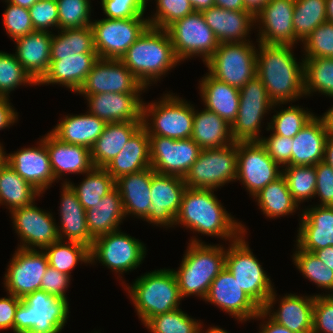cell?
<instances>
[{"mask_svg": "<svg viewBox=\"0 0 333 333\" xmlns=\"http://www.w3.org/2000/svg\"><path fill=\"white\" fill-rule=\"evenodd\" d=\"M214 191L217 190L186 188L174 227L217 237L225 243L237 240L243 233L247 235V226L228 213Z\"/></svg>", "mask_w": 333, "mask_h": 333, "instance_id": "cell-1", "label": "cell"}, {"mask_svg": "<svg viewBox=\"0 0 333 333\" xmlns=\"http://www.w3.org/2000/svg\"><path fill=\"white\" fill-rule=\"evenodd\" d=\"M257 42L256 76L273 103L288 105L305 97L304 58L297 61L293 50L297 46Z\"/></svg>", "mask_w": 333, "mask_h": 333, "instance_id": "cell-2", "label": "cell"}, {"mask_svg": "<svg viewBox=\"0 0 333 333\" xmlns=\"http://www.w3.org/2000/svg\"><path fill=\"white\" fill-rule=\"evenodd\" d=\"M148 90L182 62L166 29L149 26L120 59Z\"/></svg>", "mask_w": 333, "mask_h": 333, "instance_id": "cell-3", "label": "cell"}, {"mask_svg": "<svg viewBox=\"0 0 333 333\" xmlns=\"http://www.w3.org/2000/svg\"><path fill=\"white\" fill-rule=\"evenodd\" d=\"M225 257L226 247L222 243L207 244L198 235H193L183 254L180 267L172 269L181 298L195 296L204 300L212 281L225 267Z\"/></svg>", "mask_w": 333, "mask_h": 333, "instance_id": "cell-4", "label": "cell"}, {"mask_svg": "<svg viewBox=\"0 0 333 333\" xmlns=\"http://www.w3.org/2000/svg\"><path fill=\"white\" fill-rule=\"evenodd\" d=\"M123 286L143 325L155 315L180 308L182 303L176 276L170 268L146 272Z\"/></svg>", "mask_w": 333, "mask_h": 333, "instance_id": "cell-5", "label": "cell"}, {"mask_svg": "<svg viewBox=\"0 0 333 333\" xmlns=\"http://www.w3.org/2000/svg\"><path fill=\"white\" fill-rule=\"evenodd\" d=\"M195 105L173 92L163 93L159 100H143L142 126L148 135L173 139L192 137Z\"/></svg>", "mask_w": 333, "mask_h": 333, "instance_id": "cell-6", "label": "cell"}, {"mask_svg": "<svg viewBox=\"0 0 333 333\" xmlns=\"http://www.w3.org/2000/svg\"><path fill=\"white\" fill-rule=\"evenodd\" d=\"M69 301L43 290L27 294L14 316V333H61L70 313Z\"/></svg>", "mask_w": 333, "mask_h": 333, "instance_id": "cell-7", "label": "cell"}, {"mask_svg": "<svg viewBox=\"0 0 333 333\" xmlns=\"http://www.w3.org/2000/svg\"><path fill=\"white\" fill-rule=\"evenodd\" d=\"M243 233L226 246L225 267L232 273L239 286L262 309L275 287L262 263L253 254Z\"/></svg>", "mask_w": 333, "mask_h": 333, "instance_id": "cell-8", "label": "cell"}, {"mask_svg": "<svg viewBox=\"0 0 333 333\" xmlns=\"http://www.w3.org/2000/svg\"><path fill=\"white\" fill-rule=\"evenodd\" d=\"M145 245L121 229L101 235L94 239L90 247V264L96 265L99 262L111 269L117 275L116 279L120 278L123 287L126 283L124 273L137 270L144 262L148 251Z\"/></svg>", "mask_w": 333, "mask_h": 333, "instance_id": "cell-9", "label": "cell"}, {"mask_svg": "<svg viewBox=\"0 0 333 333\" xmlns=\"http://www.w3.org/2000/svg\"><path fill=\"white\" fill-rule=\"evenodd\" d=\"M237 142L222 148L201 150L183 180L187 188L218 190L236 182Z\"/></svg>", "mask_w": 333, "mask_h": 333, "instance_id": "cell-10", "label": "cell"}, {"mask_svg": "<svg viewBox=\"0 0 333 333\" xmlns=\"http://www.w3.org/2000/svg\"><path fill=\"white\" fill-rule=\"evenodd\" d=\"M257 47L253 41L220 43L204 63L216 79L238 89L256 77Z\"/></svg>", "mask_w": 333, "mask_h": 333, "instance_id": "cell-11", "label": "cell"}, {"mask_svg": "<svg viewBox=\"0 0 333 333\" xmlns=\"http://www.w3.org/2000/svg\"><path fill=\"white\" fill-rule=\"evenodd\" d=\"M166 30L181 62L199 57L204 64L220 44L202 13L198 11L176 20Z\"/></svg>", "mask_w": 333, "mask_h": 333, "instance_id": "cell-12", "label": "cell"}, {"mask_svg": "<svg viewBox=\"0 0 333 333\" xmlns=\"http://www.w3.org/2000/svg\"><path fill=\"white\" fill-rule=\"evenodd\" d=\"M239 95V110L231 125L232 138L235 142L259 141L264 117L272 111L274 103L257 76L239 89Z\"/></svg>", "mask_w": 333, "mask_h": 333, "instance_id": "cell-13", "label": "cell"}, {"mask_svg": "<svg viewBox=\"0 0 333 333\" xmlns=\"http://www.w3.org/2000/svg\"><path fill=\"white\" fill-rule=\"evenodd\" d=\"M149 26L147 16L93 20L91 27L98 58L121 59Z\"/></svg>", "mask_w": 333, "mask_h": 333, "instance_id": "cell-14", "label": "cell"}, {"mask_svg": "<svg viewBox=\"0 0 333 333\" xmlns=\"http://www.w3.org/2000/svg\"><path fill=\"white\" fill-rule=\"evenodd\" d=\"M282 175V168L259 141L237 142V179L253 198Z\"/></svg>", "mask_w": 333, "mask_h": 333, "instance_id": "cell-15", "label": "cell"}, {"mask_svg": "<svg viewBox=\"0 0 333 333\" xmlns=\"http://www.w3.org/2000/svg\"><path fill=\"white\" fill-rule=\"evenodd\" d=\"M52 212L31 205L10 212L13 230L20 239L17 248L43 250L60 240L56 219Z\"/></svg>", "mask_w": 333, "mask_h": 333, "instance_id": "cell-16", "label": "cell"}, {"mask_svg": "<svg viewBox=\"0 0 333 333\" xmlns=\"http://www.w3.org/2000/svg\"><path fill=\"white\" fill-rule=\"evenodd\" d=\"M48 266L43 250L17 248L7 264L2 287L7 293L23 299L27 294L40 290Z\"/></svg>", "mask_w": 333, "mask_h": 333, "instance_id": "cell-17", "label": "cell"}, {"mask_svg": "<svg viewBox=\"0 0 333 333\" xmlns=\"http://www.w3.org/2000/svg\"><path fill=\"white\" fill-rule=\"evenodd\" d=\"M148 136L151 168L158 174L184 178L202 150L191 138Z\"/></svg>", "mask_w": 333, "mask_h": 333, "instance_id": "cell-18", "label": "cell"}, {"mask_svg": "<svg viewBox=\"0 0 333 333\" xmlns=\"http://www.w3.org/2000/svg\"><path fill=\"white\" fill-rule=\"evenodd\" d=\"M148 91L120 59H98L76 93H145Z\"/></svg>", "mask_w": 333, "mask_h": 333, "instance_id": "cell-19", "label": "cell"}, {"mask_svg": "<svg viewBox=\"0 0 333 333\" xmlns=\"http://www.w3.org/2000/svg\"><path fill=\"white\" fill-rule=\"evenodd\" d=\"M213 304L231 318L245 324L252 320L262 309L248 296L237 283L232 273L224 269L212 281L203 300Z\"/></svg>", "mask_w": 333, "mask_h": 333, "instance_id": "cell-20", "label": "cell"}, {"mask_svg": "<svg viewBox=\"0 0 333 333\" xmlns=\"http://www.w3.org/2000/svg\"><path fill=\"white\" fill-rule=\"evenodd\" d=\"M186 188L182 177L158 174L152 169L151 209L144 221L165 230L174 228Z\"/></svg>", "mask_w": 333, "mask_h": 333, "instance_id": "cell-21", "label": "cell"}, {"mask_svg": "<svg viewBox=\"0 0 333 333\" xmlns=\"http://www.w3.org/2000/svg\"><path fill=\"white\" fill-rule=\"evenodd\" d=\"M41 137L36 146L25 145L17 151L6 153V163L43 195L57 181L45 146V135Z\"/></svg>", "mask_w": 333, "mask_h": 333, "instance_id": "cell-22", "label": "cell"}, {"mask_svg": "<svg viewBox=\"0 0 333 333\" xmlns=\"http://www.w3.org/2000/svg\"><path fill=\"white\" fill-rule=\"evenodd\" d=\"M276 292L274 289L262 310L276 323L292 332L312 333L315 295L286 293L277 297ZM276 303H279L278 308L274 309Z\"/></svg>", "mask_w": 333, "mask_h": 333, "instance_id": "cell-23", "label": "cell"}, {"mask_svg": "<svg viewBox=\"0 0 333 333\" xmlns=\"http://www.w3.org/2000/svg\"><path fill=\"white\" fill-rule=\"evenodd\" d=\"M295 0H270L255 16L256 40L294 46L292 25Z\"/></svg>", "mask_w": 333, "mask_h": 333, "instance_id": "cell-24", "label": "cell"}, {"mask_svg": "<svg viewBox=\"0 0 333 333\" xmlns=\"http://www.w3.org/2000/svg\"><path fill=\"white\" fill-rule=\"evenodd\" d=\"M298 216L294 242L300 249L313 253L333 246V206L308 205Z\"/></svg>", "mask_w": 333, "mask_h": 333, "instance_id": "cell-25", "label": "cell"}, {"mask_svg": "<svg viewBox=\"0 0 333 333\" xmlns=\"http://www.w3.org/2000/svg\"><path fill=\"white\" fill-rule=\"evenodd\" d=\"M143 93H99L82 95L87 100V111L113 122H142Z\"/></svg>", "mask_w": 333, "mask_h": 333, "instance_id": "cell-26", "label": "cell"}, {"mask_svg": "<svg viewBox=\"0 0 333 333\" xmlns=\"http://www.w3.org/2000/svg\"><path fill=\"white\" fill-rule=\"evenodd\" d=\"M50 59L49 70L38 82V86L60 85L76 94L99 58L97 53H82L68 56H50Z\"/></svg>", "mask_w": 333, "mask_h": 333, "instance_id": "cell-27", "label": "cell"}, {"mask_svg": "<svg viewBox=\"0 0 333 333\" xmlns=\"http://www.w3.org/2000/svg\"><path fill=\"white\" fill-rule=\"evenodd\" d=\"M45 146L57 183L59 180L68 183L70 180L67 179V174H79L81 176L94 168L90 149L84 146L64 143L50 131L45 134ZM64 176L66 178H63Z\"/></svg>", "mask_w": 333, "mask_h": 333, "instance_id": "cell-28", "label": "cell"}, {"mask_svg": "<svg viewBox=\"0 0 333 333\" xmlns=\"http://www.w3.org/2000/svg\"><path fill=\"white\" fill-rule=\"evenodd\" d=\"M201 13L220 43L251 40L255 17L250 12L231 11L214 5Z\"/></svg>", "mask_w": 333, "mask_h": 333, "instance_id": "cell-29", "label": "cell"}, {"mask_svg": "<svg viewBox=\"0 0 333 333\" xmlns=\"http://www.w3.org/2000/svg\"><path fill=\"white\" fill-rule=\"evenodd\" d=\"M61 185V199L58 210L60 222L56 223L59 238L62 241H75L91 247L94 238L88 231L86 210L79 202L76 192L71 186L62 182Z\"/></svg>", "mask_w": 333, "mask_h": 333, "instance_id": "cell-30", "label": "cell"}, {"mask_svg": "<svg viewBox=\"0 0 333 333\" xmlns=\"http://www.w3.org/2000/svg\"><path fill=\"white\" fill-rule=\"evenodd\" d=\"M152 168L126 174L115 180L126 217L144 221L151 209Z\"/></svg>", "mask_w": 333, "mask_h": 333, "instance_id": "cell-31", "label": "cell"}, {"mask_svg": "<svg viewBox=\"0 0 333 333\" xmlns=\"http://www.w3.org/2000/svg\"><path fill=\"white\" fill-rule=\"evenodd\" d=\"M52 36V32L34 31L13 41L17 60L37 83L50 67Z\"/></svg>", "mask_w": 333, "mask_h": 333, "instance_id": "cell-32", "label": "cell"}, {"mask_svg": "<svg viewBox=\"0 0 333 333\" xmlns=\"http://www.w3.org/2000/svg\"><path fill=\"white\" fill-rule=\"evenodd\" d=\"M204 75L198 81L199 95L204 108L215 112L232 125L239 110V89L214 78L209 72Z\"/></svg>", "mask_w": 333, "mask_h": 333, "instance_id": "cell-33", "label": "cell"}, {"mask_svg": "<svg viewBox=\"0 0 333 333\" xmlns=\"http://www.w3.org/2000/svg\"><path fill=\"white\" fill-rule=\"evenodd\" d=\"M328 137L323 120L315 115L292 138L291 166H315L323 161Z\"/></svg>", "mask_w": 333, "mask_h": 333, "instance_id": "cell-34", "label": "cell"}, {"mask_svg": "<svg viewBox=\"0 0 333 333\" xmlns=\"http://www.w3.org/2000/svg\"><path fill=\"white\" fill-rule=\"evenodd\" d=\"M106 122L88 111L81 114H67L51 129V133L60 141L81 145L91 149L103 133Z\"/></svg>", "mask_w": 333, "mask_h": 333, "instance_id": "cell-35", "label": "cell"}, {"mask_svg": "<svg viewBox=\"0 0 333 333\" xmlns=\"http://www.w3.org/2000/svg\"><path fill=\"white\" fill-rule=\"evenodd\" d=\"M151 167L149 136L141 126L128 140L121 152L104 169L116 180Z\"/></svg>", "mask_w": 333, "mask_h": 333, "instance_id": "cell-36", "label": "cell"}, {"mask_svg": "<svg viewBox=\"0 0 333 333\" xmlns=\"http://www.w3.org/2000/svg\"><path fill=\"white\" fill-rule=\"evenodd\" d=\"M141 126L142 122L107 123L103 133L90 149L94 167L104 168L109 164Z\"/></svg>", "mask_w": 333, "mask_h": 333, "instance_id": "cell-37", "label": "cell"}, {"mask_svg": "<svg viewBox=\"0 0 333 333\" xmlns=\"http://www.w3.org/2000/svg\"><path fill=\"white\" fill-rule=\"evenodd\" d=\"M192 140L203 149L222 148L233 142L231 125L206 108L194 110Z\"/></svg>", "mask_w": 333, "mask_h": 333, "instance_id": "cell-38", "label": "cell"}, {"mask_svg": "<svg viewBox=\"0 0 333 333\" xmlns=\"http://www.w3.org/2000/svg\"><path fill=\"white\" fill-rule=\"evenodd\" d=\"M125 218L122 199L116 187L103 196L95 207L86 210L88 231L94 239L120 230Z\"/></svg>", "mask_w": 333, "mask_h": 333, "instance_id": "cell-39", "label": "cell"}, {"mask_svg": "<svg viewBox=\"0 0 333 333\" xmlns=\"http://www.w3.org/2000/svg\"><path fill=\"white\" fill-rule=\"evenodd\" d=\"M253 199L261 213L269 219L294 215L297 210L301 213L302 207L293 200L283 175L270 182Z\"/></svg>", "mask_w": 333, "mask_h": 333, "instance_id": "cell-40", "label": "cell"}, {"mask_svg": "<svg viewBox=\"0 0 333 333\" xmlns=\"http://www.w3.org/2000/svg\"><path fill=\"white\" fill-rule=\"evenodd\" d=\"M37 197L43 195L5 163L0 171V206H6L10 213L14 209L31 205L37 201Z\"/></svg>", "mask_w": 333, "mask_h": 333, "instance_id": "cell-41", "label": "cell"}, {"mask_svg": "<svg viewBox=\"0 0 333 333\" xmlns=\"http://www.w3.org/2000/svg\"><path fill=\"white\" fill-rule=\"evenodd\" d=\"M48 258V264L58 271L71 275V271L80 263L90 265V247L75 241L54 242L43 249Z\"/></svg>", "mask_w": 333, "mask_h": 333, "instance_id": "cell-42", "label": "cell"}, {"mask_svg": "<svg viewBox=\"0 0 333 333\" xmlns=\"http://www.w3.org/2000/svg\"><path fill=\"white\" fill-rule=\"evenodd\" d=\"M326 0H295L292 25L294 46L303 41L327 21Z\"/></svg>", "mask_w": 333, "mask_h": 333, "instance_id": "cell-43", "label": "cell"}, {"mask_svg": "<svg viewBox=\"0 0 333 333\" xmlns=\"http://www.w3.org/2000/svg\"><path fill=\"white\" fill-rule=\"evenodd\" d=\"M68 184L76 192L85 210L95 207L103 196L116 187L115 179L104 168L95 167L83 174V180L79 184L75 185L71 181Z\"/></svg>", "mask_w": 333, "mask_h": 333, "instance_id": "cell-44", "label": "cell"}, {"mask_svg": "<svg viewBox=\"0 0 333 333\" xmlns=\"http://www.w3.org/2000/svg\"><path fill=\"white\" fill-rule=\"evenodd\" d=\"M292 262L303 277L313 282L318 289L326 293L314 295H333V270L324 264L314 253L300 249L294 245ZM321 287V288H320Z\"/></svg>", "mask_w": 333, "mask_h": 333, "instance_id": "cell-45", "label": "cell"}, {"mask_svg": "<svg viewBox=\"0 0 333 333\" xmlns=\"http://www.w3.org/2000/svg\"><path fill=\"white\" fill-rule=\"evenodd\" d=\"M96 53L91 26L53 32L50 56Z\"/></svg>", "mask_w": 333, "mask_h": 333, "instance_id": "cell-46", "label": "cell"}, {"mask_svg": "<svg viewBox=\"0 0 333 333\" xmlns=\"http://www.w3.org/2000/svg\"><path fill=\"white\" fill-rule=\"evenodd\" d=\"M304 94L333 98V58H304Z\"/></svg>", "mask_w": 333, "mask_h": 333, "instance_id": "cell-47", "label": "cell"}, {"mask_svg": "<svg viewBox=\"0 0 333 333\" xmlns=\"http://www.w3.org/2000/svg\"><path fill=\"white\" fill-rule=\"evenodd\" d=\"M288 107H283L286 103L274 104L271 113L274 115L269 120V129L277 135L293 138L316 114L303 106L289 103ZM282 108L280 109L279 107ZM303 107V108H302ZM275 108H279L277 111ZM285 108V109H283Z\"/></svg>", "mask_w": 333, "mask_h": 333, "instance_id": "cell-48", "label": "cell"}, {"mask_svg": "<svg viewBox=\"0 0 333 333\" xmlns=\"http://www.w3.org/2000/svg\"><path fill=\"white\" fill-rule=\"evenodd\" d=\"M143 326L150 333H200L203 322L178 308L153 316Z\"/></svg>", "mask_w": 333, "mask_h": 333, "instance_id": "cell-49", "label": "cell"}, {"mask_svg": "<svg viewBox=\"0 0 333 333\" xmlns=\"http://www.w3.org/2000/svg\"><path fill=\"white\" fill-rule=\"evenodd\" d=\"M282 175L299 207L314 199L317 177L315 166H285L282 168Z\"/></svg>", "mask_w": 333, "mask_h": 333, "instance_id": "cell-50", "label": "cell"}, {"mask_svg": "<svg viewBox=\"0 0 333 333\" xmlns=\"http://www.w3.org/2000/svg\"><path fill=\"white\" fill-rule=\"evenodd\" d=\"M37 86L38 83L22 67L15 53L0 51V96L10 98L19 86Z\"/></svg>", "mask_w": 333, "mask_h": 333, "instance_id": "cell-51", "label": "cell"}, {"mask_svg": "<svg viewBox=\"0 0 333 333\" xmlns=\"http://www.w3.org/2000/svg\"><path fill=\"white\" fill-rule=\"evenodd\" d=\"M59 30L91 26V0H56Z\"/></svg>", "mask_w": 333, "mask_h": 333, "instance_id": "cell-52", "label": "cell"}, {"mask_svg": "<svg viewBox=\"0 0 333 333\" xmlns=\"http://www.w3.org/2000/svg\"><path fill=\"white\" fill-rule=\"evenodd\" d=\"M151 0H147L149 5ZM156 10L147 18L149 25L154 28L166 29L178 19L194 12L189 0H154Z\"/></svg>", "mask_w": 333, "mask_h": 333, "instance_id": "cell-53", "label": "cell"}, {"mask_svg": "<svg viewBox=\"0 0 333 333\" xmlns=\"http://www.w3.org/2000/svg\"><path fill=\"white\" fill-rule=\"evenodd\" d=\"M303 58H333V23L319 25L302 43Z\"/></svg>", "mask_w": 333, "mask_h": 333, "instance_id": "cell-54", "label": "cell"}, {"mask_svg": "<svg viewBox=\"0 0 333 333\" xmlns=\"http://www.w3.org/2000/svg\"><path fill=\"white\" fill-rule=\"evenodd\" d=\"M3 2L7 6L3 13L2 24L4 25L3 28L6 30V34L12 41L35 31L29 9L11 4L6 0H3Z\"/></svg>", "mask_w": 333, "mask_h": 333, "instance_id": "cell-55", "label": "cell"}, {"mask_svg": "<svg viewBox=\"0 0 333 333\" xmlns=\"http://www.w3.org/2000/svg\"><path fill=\"white\" fill-rule=\"evenodd\" d=\"M29 12L35 31H48L53 33V30H59L56 0H38L29 8Z\"/></svg>", "mask_w": 333, "mask_h": 333, "instance_id": "cell-56", "label": "cell"}, {"mask_svg": "<svg viewBox=\"0 0 333 333\" xmlns=\"http://www.w3.org/2000/svg\"><path fill=\"white\" fill-rule=\"evenodd\" d=\"M104 18L128 19L131 17H145L147 0H100Z\"/></svg>", "mask_w": 333, "mask_h": 333, "instance_id": "cell-57", "label": "cell"}, {"mask_svg": "<svg viewBox=\"0 0 333 333\" xmlns=\"http://www.w3.org/2000/svg\"><path fill=\"white\" fill-rule=\"evenodd\" d=\"M267 121L266 131H270L268 137L262 136L260 144L265 148L268 155L281 167L291 166V154L293 148L292 138L274 134L269 128Z\"/></svg>", "mask_w": 333, "mask_h": 333, "instance_id": "cell-58", "label": "cell"}, {"mask_svg": "<svg viewBox=\"0 0 333 333\" xmlns=\"http://www.w3.org/2000/svg\"><path fill=\"white\" fill-rule=\"evenodd\" d=\"M312 333H333V295H315Z\"/></svg>", "mask_w": 333, "mask_h": 333, "instance_id": "cell-59", "label": "cell"}, {"mask_svg": "<svg viewBox=\"0 0 333 333\" xmlns=\"http://www.w3.org/2000/svg\"><path fill=\"white\" fill-rule=\"evenodd\" d=\"M316 189L314 199L319 198V203L313 205L333 206V169L321 161L315 165Z\"/></svg>", "mask_w": 333, "mask_h": 333, "instance_id": "cell-60", "label": "cell"}, {"mask_svg": "<svg viewBox=\"0 0 333 333\" xmlns=\"http://www.w3.org/2000/svg\"><path fill=\"white\" fill-rule=\"evenodd\" d=\"M71 277L58 271L51 266H48L41 280L40 290L48 294L56 295L59 298L68 299L66 293L71 284Z\"/></svg>", "mask_w": 333, "mask_h": 333, "instance_id": "cell-61", "label": "cell"}, {"mask_svg": "<svg viewBox=\"0 0 333 333\" xmlns=\"http://www.w3.org/2000/svg\"><path fill=\"white\" fill-rule=\"evenodd\" d=\"M7 295L0 297V331L11 329L14 332V316L21 298Z\"/></svg>", "mask_w": 333, "mask_h": 333, "instance_id": "cell-62", "label": "cell"}, {"mask_svg": "<svg viewBox=\"0 0 333 333\" xmlns=\"http://www.w3.org/2000/svg\"><path fill=\"white\" fill-rule=\"evenodd\" d=\"M19 113L9 97L0 96V130L7 129L19 122ZM0 145H2L0 141Z\"/></svg>", "mask_w": 333, "mask_h": 333, "instance_id": "cell-63", "label": "cell"}, {"mask_svg": "<svg viewBox=\"0 0 333 333\" xmlns=\"http://www.w3.org/2000/svg\"><path fill=\"white\" fill-rule=\"evenodd\" d=\"M252 320L261 321L259 324V333H295L285 326L276 323L263 310H261Z\"/></svg>", "mask_w": 333, "mask_h": 333, "instance_id": "cell-64", "label": "cell"}, {"mask_svg": "<svg viewBox=\"0 0 333 333\" xmlns=\"http://www.w3.org/2000/svg\"><path fill=\"white\" fill-rule=\"evenodd\" d=\"M215 6L231 11H246L243 0H214Z\"/></svg>", "mask_w": 333, "mask_h": 333, "instance_id": "cell-65", "label": "cell"}, {"mask_svg": "<svg viewBox=\"0 0 333 333\" xmlns=\"http://www.w3.org/2000/svg\"><path fill=\"white\" fill-rule=\"evenodd\" d=\"M324 264L333 270V246H328L313 252Z\"/></svg>", "mask_w": 333, "mask_h": 333, "instance_id": "cell-66", "label": "cell"}, {"mask_svg": "<svg viewBox=\"0 0 333 333\" xmlns=\"http://www.w3.org/2000/svg\"><path fill=\"white\" fill-rule=\"evenodd\" d=\"M270 0H243L245 10L250 12L254 17Z\"/></svg>", "mask_w": 333, "mask_h": 333, "instance_id": "cell-67", "label": "cell"}, {"mask_svg": "<svg viewBox=\"0 0 333 333\" xmlns=\"http://www.w3.org/2000/svg\"><path fill=\"white\" fill-rule=\"evenodd\" d=\"M323 162L333 169V136H329L326 140Z\"/></svg>", "mask_w": 333, "mask_h": 333, "instance_id": "cell-68", "label": "cell"}, {"mask_svg": "<svg viewBox=\"0 0 333 333\" xmlns=\"http://www.w3.org/2000/svg\"><path fill=\"white\" fill-rule=\"evenodd\" d=\"M319 117L323 120L325 129L328 131L329 136H333V105Z\"/></svg>", "mask_w": 333, "mask_h": 333, "instance_id": "cell-69", "label": "cell"}, {"mask_svg": "<svg viewBox=\"0 0 333 333\" xmlns=\"http://www.w3.org/2000/svg\"><path fill=\"white\" fill-rule=\"evenodd\" d=\"M194 11L201 12L215 5L214 0H189Z\"/></svg>", "mask_w": 333, "mask_h": 333, "instance_id": "cell-70", "label": "cell"}, {"mask_svg": "<svg viewBox=\"0 0 333 333\" xmlns=\"http://www.w3.org/2000/svg\"><path fill=\"white\" fill-rule=\"evenodd\" d=\"M7 2L29 9L31 8L38 0H6Z\"/></svg>", "mask_w": 333, "mask_h": 333, "instance_id": "cell-71", "label": "cell"}, {"mask_svg": "<svg viewBox=\"0 0 333 333\" xmlns=\"http://www.w3.org/2000/svg\"><path fill=\"white\" fill-rule=\"evenodd\" d=\"M204 328V324L202 326L201 332L200 333H229L227 330H225L224 328L222 329L219 326H210L207 328V330L205 329V331L203 330Z\"/></svg>", "mask_w": 333, "mask_h": 333, "instance_id": "cell-72", "label": "cell"}, {"mask_svg": "<svg viewBox=\"0 0 333 333\" xmlns=\"http://www.w3.org/2000/svg\"><path fill=\"white\" fill-rule=\"evenodd\" d=\"M327 21L333 23V0H326Z\"/></svg>", "mask_w": 333, "mask_h": 333, "instance_id": "cell-73", "label": "cell"}, {"mask_svg": "<svg viewBox=\"0 0 333 333\" xmlns=\"http://www.w3.org/2000/svg\"><path fill=\"white\" fill-rule=\"evenodd\" d=\"M5 147L2 145H0V171L1 168L4 166V164L6 163V151L4 149Z\"/></svg>", "mask_w": 333, "mask_h": 333, "instance_id": "cell-74", "label": "cell"}]
</instances>
